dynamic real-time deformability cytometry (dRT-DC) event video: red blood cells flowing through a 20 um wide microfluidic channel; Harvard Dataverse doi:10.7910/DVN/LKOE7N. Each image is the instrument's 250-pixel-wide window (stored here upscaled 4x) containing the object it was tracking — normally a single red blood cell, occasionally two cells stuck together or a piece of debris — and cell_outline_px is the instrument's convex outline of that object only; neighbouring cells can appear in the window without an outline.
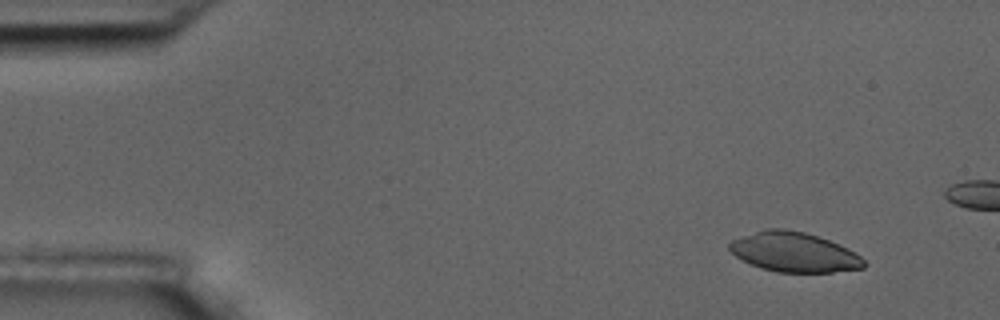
{"species": "common noctule bat (a hibernating species)", "species_latin": "Nyctalus noctula", "temperature_condition": "room temperature", "stored_images_in_passage": 6, "camera_frame_rate_fps": 3000, "um_per_image_px": 0.085, "animal": {"sex": "male", "body_mass_g": 17.5, "forearm_length_mm": 52.3}, "frame": {"image": 1, "passage_image": 2, "time_ms": 1.0, "image_size_px": [1000, 320], "cell_outline_px": [[868, 264], [864, 268], [832, 272], [776, 272], [760, 268], [736, 256], [728, 248], [728, 244], [732, 240], [764, 228], [784, 228], [804, 232], [828, 240], [848, 248], [860, 256]], "centroid_in_image_um": [67.5, 21.43], "position_along_channel_um": 17.5, "area_um2": 31.04}}